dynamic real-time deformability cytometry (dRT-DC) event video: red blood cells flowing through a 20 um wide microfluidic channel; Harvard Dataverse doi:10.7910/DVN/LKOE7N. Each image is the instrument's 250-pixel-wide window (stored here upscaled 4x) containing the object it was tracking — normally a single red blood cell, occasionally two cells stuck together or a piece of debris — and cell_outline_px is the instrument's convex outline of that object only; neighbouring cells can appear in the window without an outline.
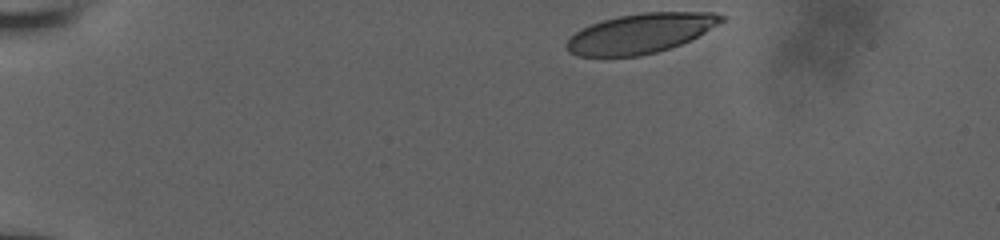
{"species": "human", "species_latin": "Homo sapiens", "temperature_condition": "room temperature", "stored_images_in_passage": 31, "camera_frame_rate_fps": 3000, "um_per_image_px": 0.085, "donor": {"sex": "male"}, "frame": {"image": 1, "passage_image": 1, "time_ms": 0.0, "image_size_px": [1000, 240], "cell_outline_px": [[724, 20], [704, 32], [680, 44], [656, 52], [640, 56], [576, 56], [568, 52], [564, 44], [580, 28], [604, 20], [620, 16], [644, 12], [712, 12], [724, 16]], "centroid_in_image_um": [54.4, 2.84], "position_along_channel_um": 30.6, "area_um2": 35.37}}
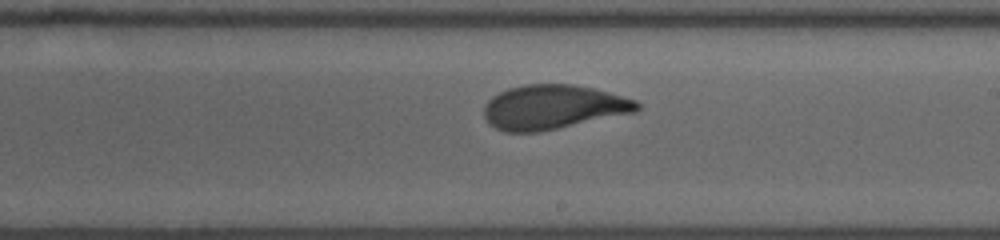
{"frame": {"image": 2, "passage_image": 17, "time_ms": 8.0, "image_size_px": [1000, 240], "cell_outline_px": [[640, 108], [636, 112], [540, 132], [504, 132], [496, 128], [484, 116], [484, 104], [492, 96], [508, 88], [524, 84], [572, 84], [592, 88], [608, 92], [636, 100], [640, 104]], "centroid_in_image_um": [47.01, 9.1], "position_along_channel_um": 242.0, "area_um2": 39.54}}
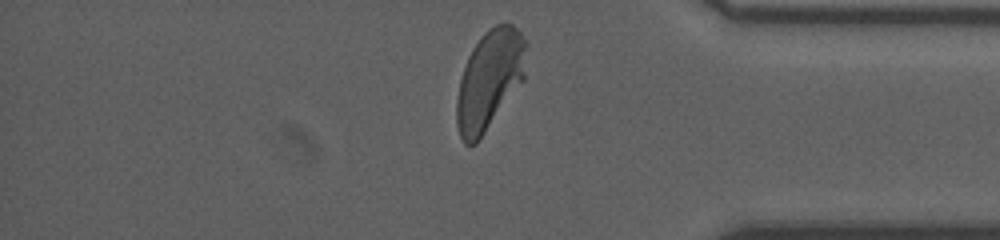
{"frame": {"image": 3, "passage_image": 30, "time_ms": 12.333, "image_size_px": [1000, 240], "cell_outline_px": [[528, 44], [524, 80], [476, 144], [464, 144], [460, 136], [456, 124], [456, 100], [460, 80], [468, 56], [472, 48], [484, 32], [488, 28], [496, 24], [512, 24], [520, 32]], "centroid_in_image_um": [41.62, 6.78], "position_along_channel_um": 393.6, "area_um2": 40.46}, "authors_computed_cell_mechanics": {"area_um2": 39.593, "velocity_mm_per_s": 3.8142, "shape_relaxation_time_tau1_ms": 3.6076, "shape_relaxation_time_tau2_ms": null, "deformation_change_tau1": 0.1622, "deformation_change_tau2": null}}